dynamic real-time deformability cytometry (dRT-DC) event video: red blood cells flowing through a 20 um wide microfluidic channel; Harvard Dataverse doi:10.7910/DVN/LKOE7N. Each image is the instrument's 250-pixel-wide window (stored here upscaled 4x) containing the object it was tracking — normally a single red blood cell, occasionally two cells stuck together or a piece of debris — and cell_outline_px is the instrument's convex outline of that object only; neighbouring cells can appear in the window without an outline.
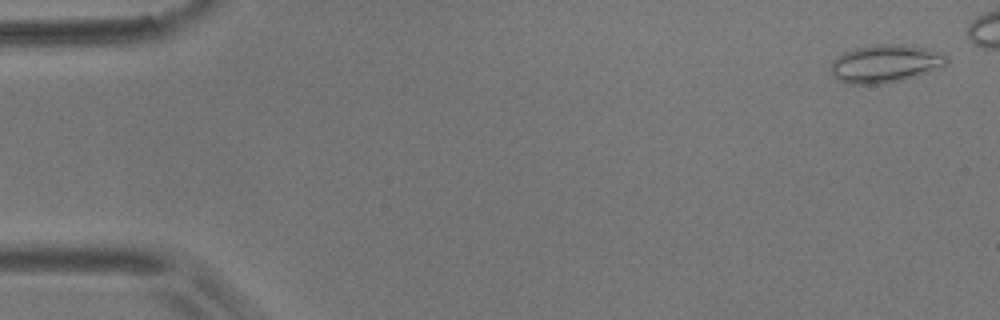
{"species": "common noctule bat (a hibernating species)", "species_latin": "Nyctalus noctula", "temperature_condition": "room temperature", "stored_images_in_passage": 6, "camera_frame_rate_fps": 3000, "um_per_image_px": 0.085, "animal": {"sex": "male", "body_mass_g": 17.9}, "frame": {"image": 1, "passage_image": 1, "time_ms": 0.0, "image_size_px": [1000, 320], "cell_outline_px": [[948, 64], [928, 72], [916, 76], [884, 84], [848, 84], [836, 80], [832, 76], [832, 60], [836, 56], [844, 52], [856, 48], [876, 44], [908, 44], [924, 48], [948, 56]], "centroid_in_image_um": [75.22, 5.41], "position_along_channel_um": 9.8, "area_um2": 25.66}}